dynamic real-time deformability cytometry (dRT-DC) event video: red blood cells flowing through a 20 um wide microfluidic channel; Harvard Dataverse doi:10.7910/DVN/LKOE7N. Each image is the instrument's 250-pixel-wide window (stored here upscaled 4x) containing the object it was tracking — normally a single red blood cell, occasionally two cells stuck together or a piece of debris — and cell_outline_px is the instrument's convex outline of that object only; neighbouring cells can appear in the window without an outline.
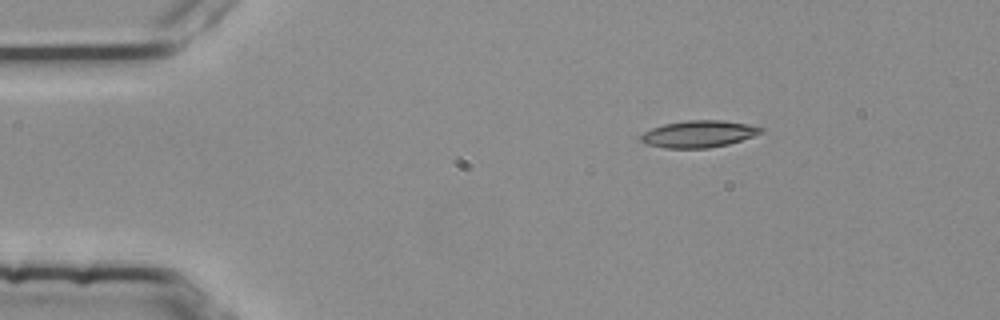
{"species": "common noctule bat (a hibernating species)", "species_latin": "Nyctalus noctula", "temperature_condition": "room temperature", "stored_images_in_passage": 4, "camera_frame_rate_fps": 3000, "um_per_image_px": 0.085, "animal": {"sex": "female", "body_mass_g": 25.1}, "frame": {"image": 1, "passage_image": 2, "time_ms": 0.333, "image_size_px": [1000, 320], "cell_outline_px": [[768, 128], [764, 132], [728, 144], [708, 148], [664, 148], [644, 144], [640, 140], [640, 136], [644, 132], [652, 128], [664, 124], [688, 120], [724, 120], [748, 124]], "centroid_in_image_um": [59.41, 11.38], "position_along_channel_um": 25.6, "area_um2": 18.96}}